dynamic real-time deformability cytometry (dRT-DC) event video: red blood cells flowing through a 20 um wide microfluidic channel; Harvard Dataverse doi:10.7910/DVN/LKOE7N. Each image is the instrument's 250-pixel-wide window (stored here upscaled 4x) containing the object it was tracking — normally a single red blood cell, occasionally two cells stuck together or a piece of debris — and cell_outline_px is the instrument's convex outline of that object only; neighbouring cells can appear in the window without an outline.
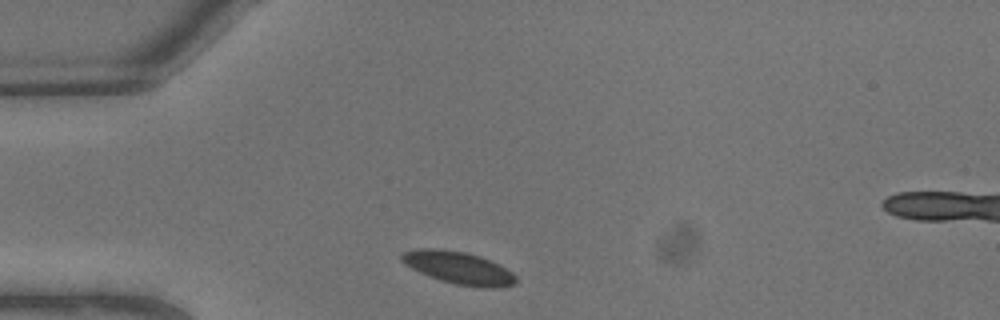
{"species": "common noctule bat (a hibernating species)", "species_latin": "Nyctalus noctula", "temperature_condition": "warm", "stored_images_in_passage": 6, "camera_frame_rate_fps": 3000, "um_per_image_px": 0.085, "animal": {"sex": "male", "body_mass_g": 13.3}, "frame": {"image": 1, "passage_image": 1, "time_ms": 0.0, "image_size_px": [1000, 320], "cell_outline_px": [[516, 280], [512, 284], [492, 288], [484, 288], [456, 284], [440, 280], [420, 272], [404, 264], [400, 260], [400, 256], [404, 252], [424, 248], [436, 248], [464, 252], [480, 256], [512, 272], [516, 276]], "centroid_in_image_um": [38.94, 22.76], "position_along_channel_um": 46.1, "area_um2": 21.15}}
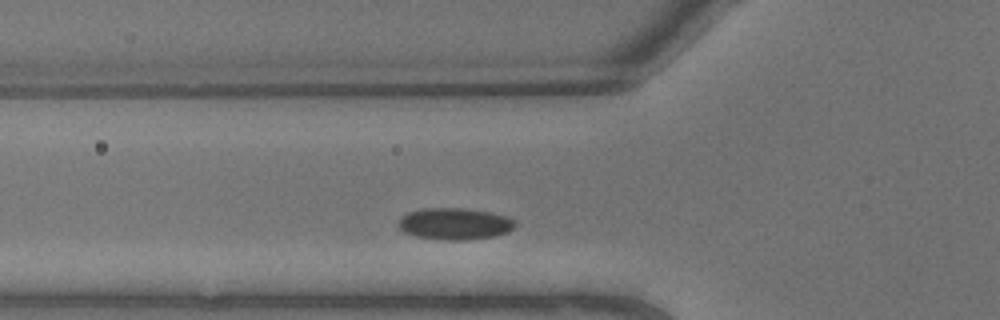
{"frame": {"image": 2, "passage_image": 3, "time_ms": 0.667, "image_size_px": [1000, 320], "cell_outline_px": [[516, 224], [508, 232], [496, 236], [468, 240], [440, 240], [416, 236], [404, 232], [396, 224], [408, 212], [424, 208], [464, 208], [488, 212], [504, 216], [516, 220]], "centroid_in_image_um": [38.65, 19.03], "position_along_channel_um": 87.1, "area_um2": 21.56}}
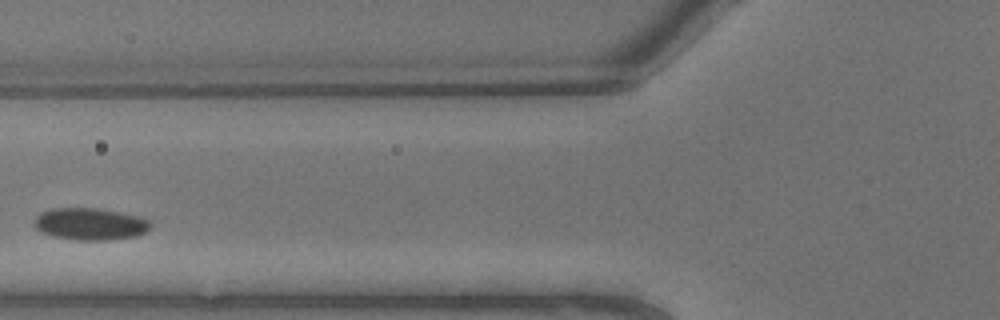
{"frame": {"image": 3, "passage_image": 4, "time_ms": 1.0, "image_size_px": [1000, 320], "cell_outline_px": [[152, 224], [144, 232], [136, 236], [108, 240], [76, 240], [52, 236], [36, 228], [36, 216], [40, 212], [52, 208], [96, 208], [120, 212], [140, 216], [148, 220]], "centroid_in_image_um": [7.68, 19.03], "position_along_channel_um": 118.1, "area_um2": 21.56}}